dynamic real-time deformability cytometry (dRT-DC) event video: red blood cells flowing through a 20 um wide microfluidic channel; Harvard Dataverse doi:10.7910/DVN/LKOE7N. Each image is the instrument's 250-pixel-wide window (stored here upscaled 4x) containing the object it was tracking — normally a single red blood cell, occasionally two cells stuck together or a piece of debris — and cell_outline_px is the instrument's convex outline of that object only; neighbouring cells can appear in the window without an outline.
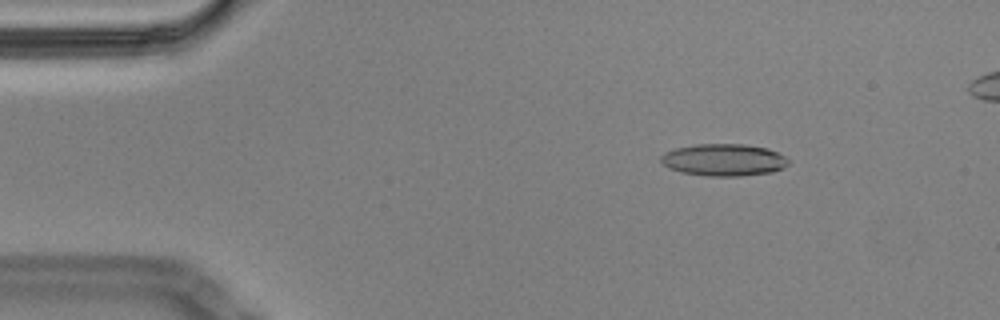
{"species": "Egyptian fruit bat (a non-hibernating species)", "species_latin": "Rousettus aegyptiacus", "temperature_condition": "cold", "stored_images_in_passage": 55, "camera_frame_rate_fps": 3000, "um_per_image_px": 0.085, "animal": {"sex": "male"}, "frame": {"image": 1, "passage_image": 7, "time_ms": 2.0, "image_size_px": [1000, 320], "cell_outline_px": [[788, 164], [784, 168], [772, 172], [740, 176], [708, 176], [680, 172], [668, 168], [660, 160], [660, 156], [664, 152], [676, 148], [696, 144], [744, 144], [768, 148], [784, 156], [788, 160]], "centroid_in_image_um": [61.5, 13.59], "position_along_channel_um": 23.5, "area_um2": 23.93}}
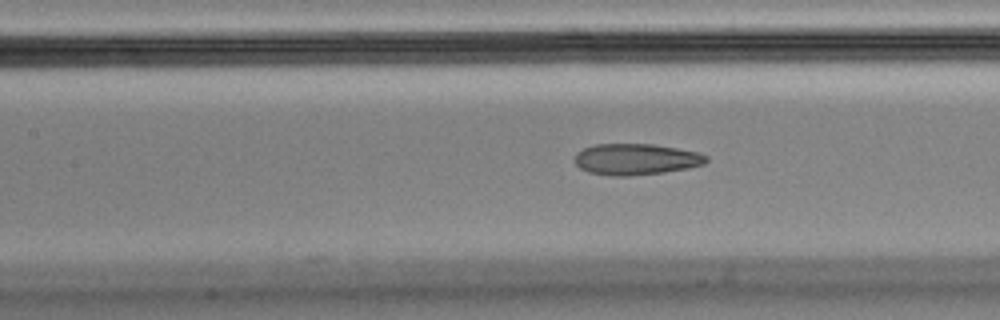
{"frame": {"image": 2, "passage_image": 24, "time_ms": 7.667, "image_size_px": [1000, 320], "cell_outline_px": [[708, 160], [704, 164], [688, 168], [664, 172], [628, 176], [612, 176], [588, 172], [580, 168], [576, 164], [576, 152], [584, 148], [596, 144], [652, 144], [676, 148], [696, 152], [708, 156]], "centroid_in_image_um": [54.05, 13.54], "position_along_channel_um": 153.3, "area_um2": 23.81}}
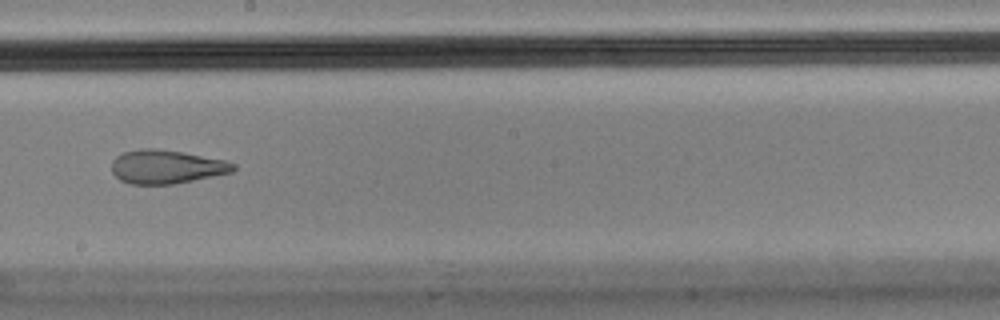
{"frame": {"image": 3, "passage_image": 31, "time_ms": 10.0, "image_size_px": [1000, 320], "cell_outline_px": [[236, 168], [232, 172], [172, 184], [132, 184], [120, 180], [112, 172], [112, 160], [116, 156], [124, 152], [140, 148], [156, 148], [184, 152], [224, 160], [236, 164]], "centroid_in_image_um": [14.12, 14.16], "position_along_channel_um": 234.1, "area_um2": 23.81}, "authors_computed_cell_mechanics": {"area_um2": 24.0448, "velocity_mm_per_s": 3.475, "shape_relaxation_time_tau1_ms": null, "shape_relaxation_time_tau2_ms": 2.5599, "deformation_change_tau1": null, "deformation_change_tau2": 0.0983}}